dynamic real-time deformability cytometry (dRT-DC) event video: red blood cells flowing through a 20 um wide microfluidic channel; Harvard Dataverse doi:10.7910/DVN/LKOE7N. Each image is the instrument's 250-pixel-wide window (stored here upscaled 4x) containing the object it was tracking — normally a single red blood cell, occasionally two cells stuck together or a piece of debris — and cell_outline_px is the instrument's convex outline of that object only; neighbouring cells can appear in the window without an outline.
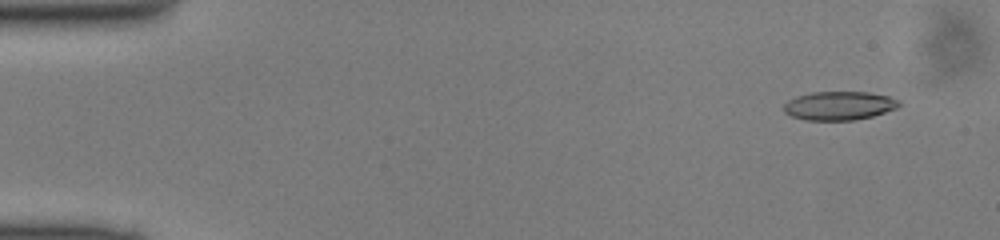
{"species": "common noctule bat (a hibernating species)", "species_latin": "Nyctalus noctula", "temperature_condition": "cold", "stored_images_in_passage": 50, "camera_frame_rate_fps": 3000, "um_per_image_px": 0.085, "animal": {"sex": "male", "body_mass_g": 13.0, "forearm_length_mm": 53.1}, "frame": {"image": 1, "passage_image": 4, "time_ms": 1.0, "image_size_px": [1000, 240], "cell_outline_px": [[900, 104], [896, 108], [872, 116], [852, 120], [804, 120], [792, 116], [784, 112], [784, 104], [788, 100], [796, 96], [812, 92], [868, 92], [888, 96], [900, 100]], "centroid_in_image_um": [71.31, 8.98], "position_along_channel_um": 13.7, "area_um2": 19.19}}
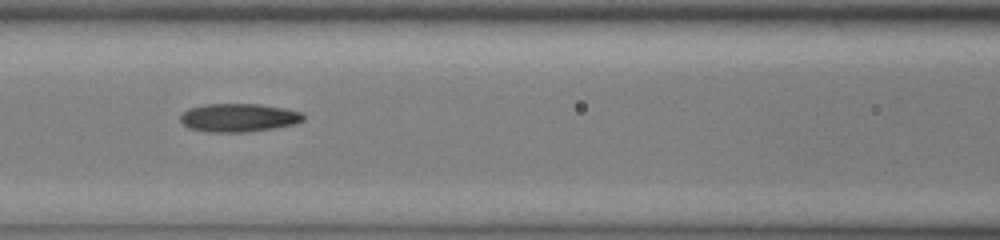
{"frame": {"image": 2, "passage_image": 22, "time_ms": 7.0, "image_size_px": [1000, 240], "cell_outline_px": [[304, 120], [296, 124], [248, 132], [204, 132], [188, 128], [180, 120], [180, 116], [188, 108], [204, 104], [260, 104], [284, 108], [300, 112], [304, 116]], "centroid_in_image_um": [20.26, 10.0], "position_along_channel_um": 146.3, "area_um2": 20.4}}
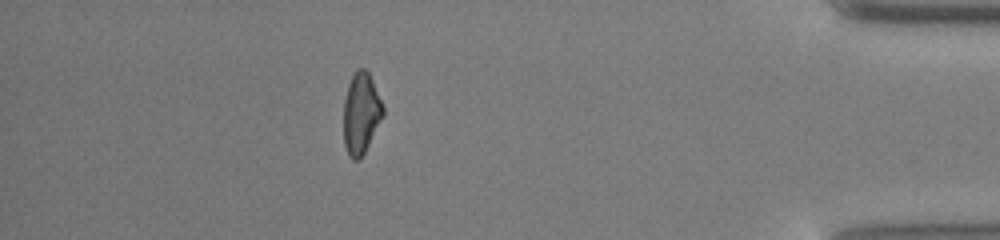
{"frame": {"image": 3, "passage_image": 44, "time_ms": 14.333, "image_size_px": [1000, 240], "cell_outline_px": [[384, 116], [364, 152], [356, 160], [352, 160], [348, 156], [344, 144], [344, 100], [348, 84], [356, 68], [364, 68], [368, 72], [372, 80], [384, 108]], "centroid_in_image_um": [30.68, 9.62], "position_along_channel_um": 404.5, "area_um2": 18.55}}